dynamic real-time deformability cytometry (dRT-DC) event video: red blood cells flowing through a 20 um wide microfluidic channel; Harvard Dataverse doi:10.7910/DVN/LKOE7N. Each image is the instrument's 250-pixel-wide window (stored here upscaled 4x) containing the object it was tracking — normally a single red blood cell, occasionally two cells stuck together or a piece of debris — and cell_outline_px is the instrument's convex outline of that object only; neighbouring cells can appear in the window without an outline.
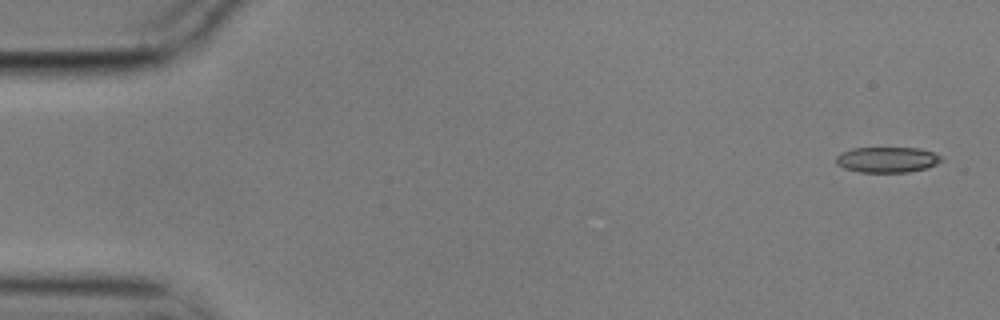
{"species": "common noctule bat (a hibernating species)", "species_latin": "Nyctalus noctula", "temperature_condition": "cold", "stored_images_in_passage": 6, "camera_frame_rate_fps": 3000, "um_per_image_px": 0.085, "animal": {"sex": "male", "body_mass_g": 17.9}, "frame": {"image": 1, "passage_image": 1, "time_ms": 0.0, "image_size_px": [1000, 320], "cell_outline_px": [[944, 160], [928, 168], [908, 172], [860, 172], [844, 168], [836, 164], [836, 156], [840, 152], [852, 148], [920, 148], [932, 152], [940, 156]], "centroid_in_image_um": [75.4, 13.57], "position_along_channel_um": 9.6, "area_um2": 15.78}}
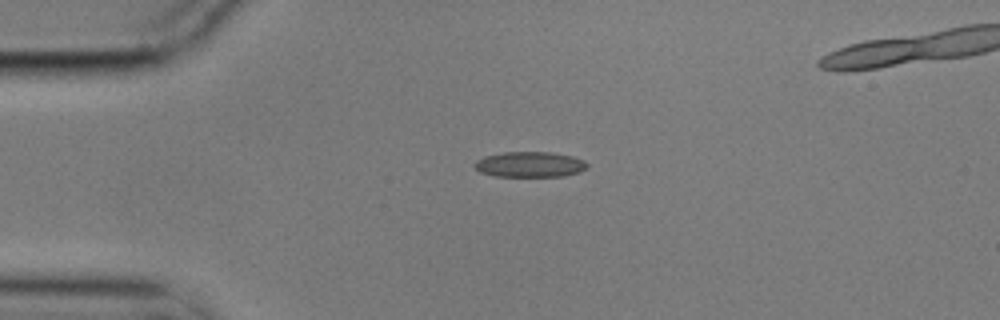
{"frame": {"image": 2, "passage_image": 4, "time_ms": 1.0, "image_size_px": [1000, 320], "cell_outline_px": [[588, 168], [580, 172], [564, 176], [496, 176], [480, 172], [472, 164], [476, 160], [484, 156], [504, 152], [552, 152], [572, 156], [584, 160], [588, 164]], "centroid_in_image_um": [45.05, 13.97], "position_along_channel_um": 40.0, "area_um2": 16.82}}